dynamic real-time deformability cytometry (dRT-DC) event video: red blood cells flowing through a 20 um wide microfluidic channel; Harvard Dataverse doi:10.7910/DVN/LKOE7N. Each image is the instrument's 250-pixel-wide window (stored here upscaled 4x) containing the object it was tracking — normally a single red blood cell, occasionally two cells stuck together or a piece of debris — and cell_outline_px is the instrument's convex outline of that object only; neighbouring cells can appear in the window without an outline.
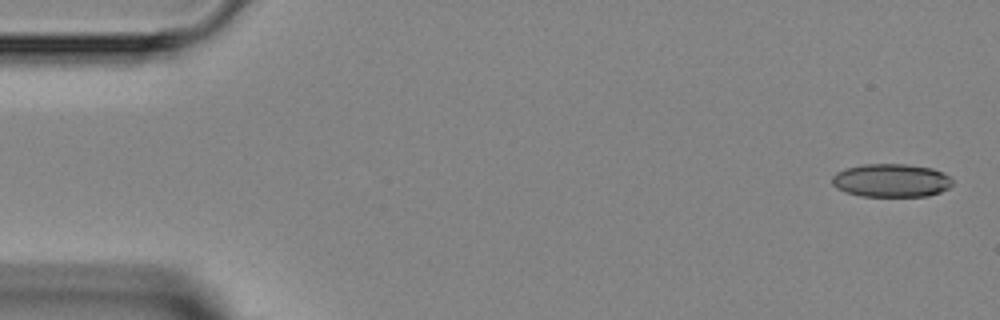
{"species": "Egyptian fruit bat (a non-hibernating species)", "species_latin": "Rousettus aegyptiacus", "temperature_condition": "room temperature", "stored_images_in_passage": 4, "camera_frame_rate_fps": 3000, "um_per_image_px": 0.085, "animal": {"sex": "female"}, "frame": {"image": 1, "passage_image": 1, "time_ms": 0.0, "image_size_px": [1000, 320], "cell_outline_px": [[952, 184], [948, 188], [940, 192], [928, 196], [860, 196], [836, 188], [832, 184], [832, 176], [836, 172], [848, 168], [864, 164], [904, 164], [932, 168], [948, 176], [952, 180]], "centroid_in_image_um": [75.74, 15.34], "position_along_channel_um": 9.3, "area_um2": 23.18}}